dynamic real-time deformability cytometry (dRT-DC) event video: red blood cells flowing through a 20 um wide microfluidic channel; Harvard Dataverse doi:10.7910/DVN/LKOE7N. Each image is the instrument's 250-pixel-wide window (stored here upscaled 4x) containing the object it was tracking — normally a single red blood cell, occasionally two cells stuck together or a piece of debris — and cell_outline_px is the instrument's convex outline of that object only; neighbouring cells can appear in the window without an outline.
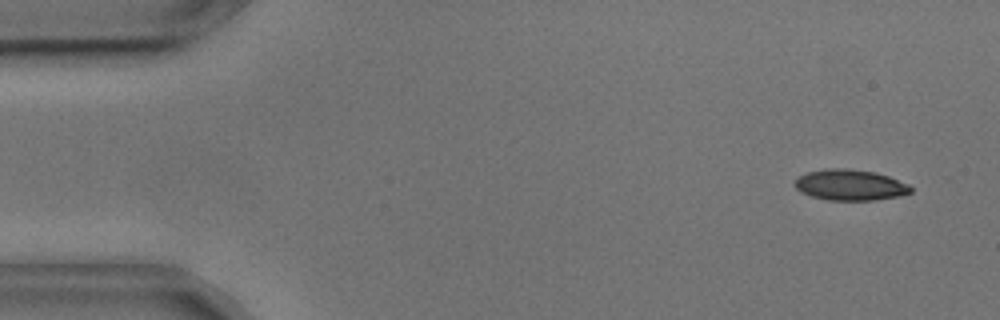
{"species": "common noctule bat (a hibernating species)", "species_latin": "Nyctalus noctula", "temperature_condition": "cold", "stored_images_in_passage": 12, "camera_frame_rate_fps": 3000, "um_per_image_px": 0.085, "animal": {"sex": "male", "body_mass_g": 17.9, "forearm_length_mm": 54.2}, "frame": {"image": 1, "passage_image": 3, "time_ms": 0.667, "image_size_px": [1000, 320], "cell_outline_px": [[912, 192], [900, 196], [876, 200], [828, 200], [812, 196], [800, 192], [792, 184], [796, 176], [808, 172], [832, 168], [844, 168], [876, 172], [888, 176], [908, 184], [912, 188]], "centroid_in_image_um": [72.23, 15.72], "position_along_channel_um": 12.8, "area_um2": 20.98}}